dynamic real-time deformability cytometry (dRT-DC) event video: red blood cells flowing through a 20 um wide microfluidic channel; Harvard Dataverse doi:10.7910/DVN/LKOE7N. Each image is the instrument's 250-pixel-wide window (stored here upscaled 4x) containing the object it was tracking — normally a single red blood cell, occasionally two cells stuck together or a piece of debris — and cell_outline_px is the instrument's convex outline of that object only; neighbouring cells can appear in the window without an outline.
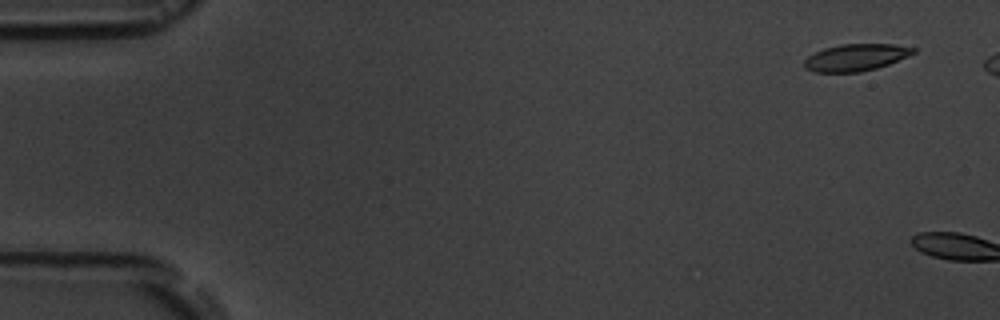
{"species": "common noctule bat (a hibernating species)", "species_latin": "Nyctalus noctula", "temperature_condition": "room temperature", "stored_images_in_passage": 2, "camera_frame_rate_fps": 3000, "um_per_image_px": 0.085, "animal": {"sex": "male", "body_mass_g": 19.5, "forearm_length_mm": 54.6}, "frame": {"image": 1, "passage_image": 1, "time_ms": 0.0, "image_size_px": [1000, 320], "cell_outline_px": [[916, 52], [908, 56], [888, 64], [876, 68], [860, 72], [812, 72], [804, 68], [804, 60], [808, 56], [824, 48], [840, 44], [892, 44], [916, 48]], "centroid_in_image_um": [72.72, 4.88], "position_along_channel_um": 12.3, "area_um2": 17.11}}